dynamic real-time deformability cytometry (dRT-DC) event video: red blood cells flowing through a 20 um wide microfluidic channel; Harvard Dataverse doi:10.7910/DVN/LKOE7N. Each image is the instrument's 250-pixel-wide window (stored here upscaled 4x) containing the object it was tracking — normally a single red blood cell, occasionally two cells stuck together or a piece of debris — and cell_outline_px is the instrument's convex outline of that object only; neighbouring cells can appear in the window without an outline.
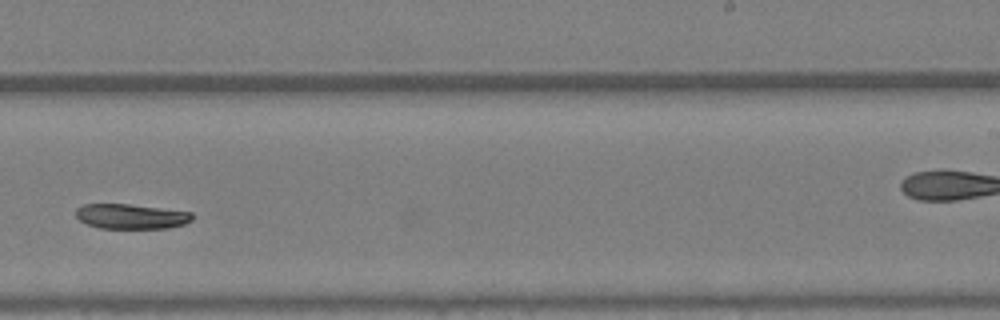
{"species": "Egyptian fruit bat (a non-hibernating species)", "species_latin": "Rousettus aegyptiacus", "temperature_condition": "warm", "stored_images_in_passage": 26, "camera_frame_rate_fps": 3000, "um_per_image_px": 0.085, "animal": {"sex": "female"}, "frame": {"image": 1, "passage_image": 22, "time_ms": 7.0, "image_size_px": [1000, 320], "cell_outline_px": [[192, 220], [184, 224], [168, 228], [100, 228], [88, 224], [80, 220], [76, 216], [76, 208], [84, 204], [128, 204], [192, 212]], "centroid_in_image_um": [11.14, 18.39], "position_along_channel_um": 277.9, "area_um2": 16.76}}